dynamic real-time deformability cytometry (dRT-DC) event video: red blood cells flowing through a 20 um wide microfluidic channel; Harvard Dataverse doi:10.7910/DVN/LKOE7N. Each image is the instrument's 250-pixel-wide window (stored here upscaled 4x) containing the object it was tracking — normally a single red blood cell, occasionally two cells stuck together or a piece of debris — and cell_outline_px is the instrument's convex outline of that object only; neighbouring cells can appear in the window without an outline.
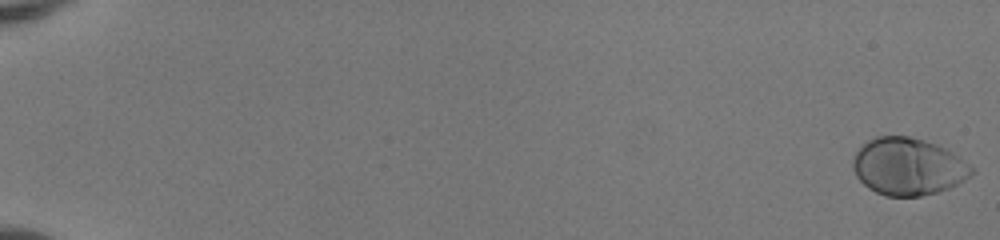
{"species": "human", "species_latin": "Homo sapiens", "temperature_condition": "room temperature", "stored_images_in_passage": 53, "camera_frame_rate_fps": 3000, "um_per_image_px": 0.085, "donor": {"sex": "female"}, "frame": {"image": 1, "passage_image": 1, "time_ms": 0.0, "image_size_px": [1000, 240], "cell_outline_px": [[976, 172], [964, 180], [948, 188], [936, 192], [920, 196], [884, 196], [868, 188], [856, 176], [852, 168], [852, 160], [860, 144], [876, 136], [908, 136], [924, 140], [936, 144], [952, 152], [968, 164]], "centroid_in_image_um": [77.15, 14.15], "position_along_channel_um": 7.9, "area_um2": 39.59}}
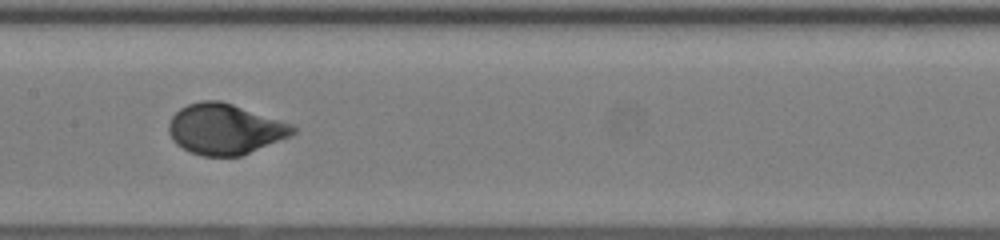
{"frame": {"image": 2, "passage_image": 30, "time_ms": 9.667, "image_size_px": [1000, 240], "cell_outline_px": [[296, 132], [292, 136], [240, 156], [204, 156], [192, 152], [176, 144], [172, 140], [168, 132], [168, 124], [172, 116], [180, 108], [188, 104], [200, 100], [220, 100], [292, 124], [296, 128]], "centroid_in_image_um": [19.11, 10.97], "position_along_channel_um": 188.3, "area_um2": 36.53}}
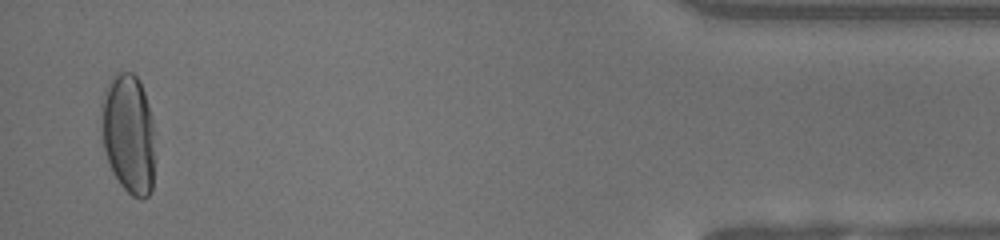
{"frame": {"image": 3, "passage_image": 52, "time_ms": 17.0, "image_size_px": [1000, 240], "cell_outline_px": [[152, 192], [148, 196], [140, 200], [132, 196], [120, 184], [112, 172], [104, 148], [100, 104], [108, 80], [112, 76], [120, 72], [132, 72], [140, 80], [148, 104], [152, 120]], "centroid_in_image_um": [10.89, 11.34], "position_along_channel_um": 424.3, "area_um2": 37.11}, "authors_computed_cell_mechanics": {"area_um2": 36.6452, "velocity_mm_per_s": 4.066, "shape_relaxation_time_tau1_ms": 2.8707, "shape_relaxation_time_tau2_ms": null, "deformation_change_tau1": 0.1734, "deformation_change_tau2": null}}